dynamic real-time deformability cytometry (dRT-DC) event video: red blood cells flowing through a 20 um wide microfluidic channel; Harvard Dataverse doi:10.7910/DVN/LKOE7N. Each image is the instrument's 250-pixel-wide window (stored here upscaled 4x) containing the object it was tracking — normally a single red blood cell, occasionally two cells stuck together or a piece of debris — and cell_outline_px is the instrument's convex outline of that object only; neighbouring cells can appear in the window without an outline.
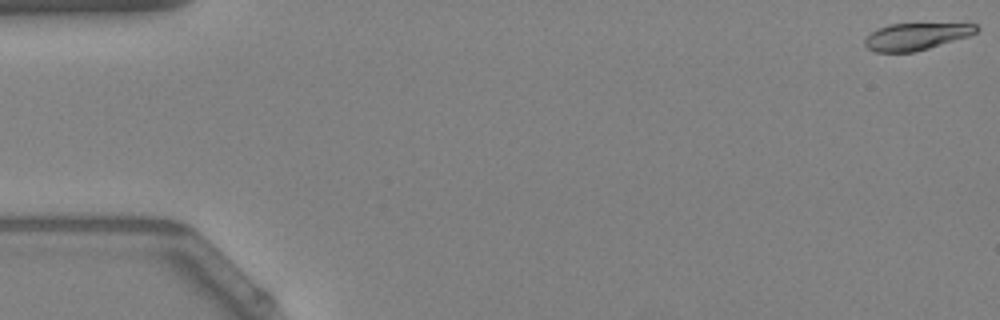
{"species": "Egyptian fruit bat (a non-hibernating species)", "species_latin": "Rousettus aegyptiacus", "temperature_condition": "warm", "stored_images_in_passage": 53, "camera_frame_rate_fps": 3000, "um_per_image_px": 0.085, "animal": {"sex": "female"}, "frame": {"image": 1, "passage_image": 1, "time_ms": 0.0, "image_size_px": [1000, 320], "cell_outline_px": [[980, 28], [976, 32], [968, 36], [928, 48], [912, 52], [876, 52], [868, 48], [864, 44], [864, 40], [872, 32], [888, 24], [976, 24]], "centroid_in_image_um": [77.86, 3.1], "position_along_channel_um": 7.1, "area_um2": 17.17}}
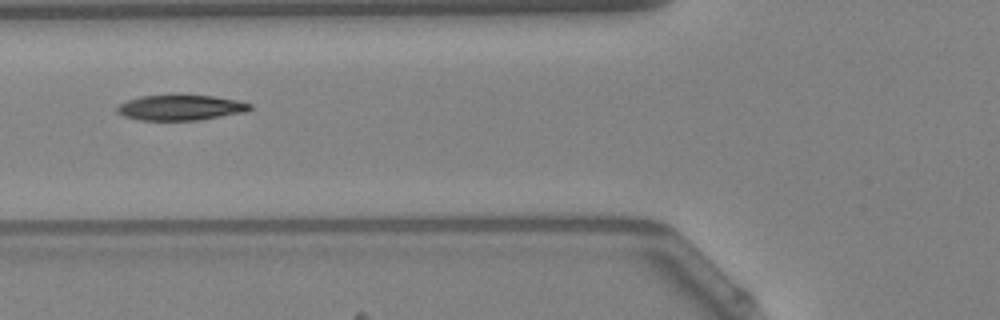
{"frame": {"image": 2, "passage_image": 21, "time_ms": 6.667, "image_size_px": [1000, 320], "cell_outline_px": [[252, 108], [244, 112], [200, 120], [140, 120], [124, 116], [116, 112], [116, 108], [120, 104], [128, 100], [140, 96], [172, 92], [212, 96], [236, 100], [252, 104]], "centroid_in_image_um": [15.31, 9.1], "position_along_channel_um": 110.5, "area_um2": 20.35}}
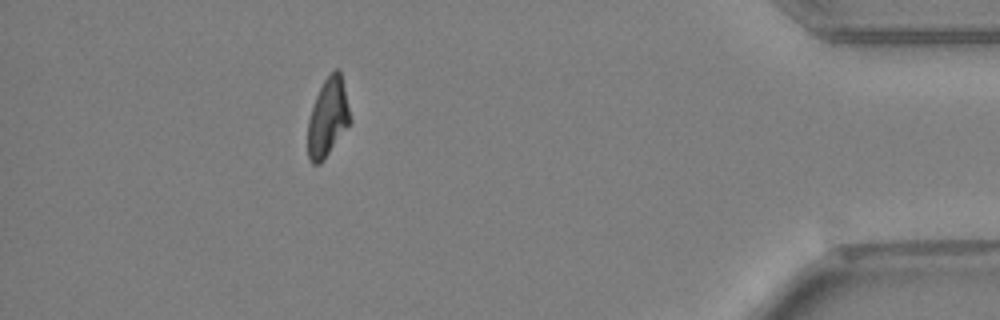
{"frame": {"image": 3, "passage_image": 48, "time_ms": 15.667, "image_size_px": [1000, 320], "cell_outline_px": [[352, 120], [320, 164], [312, 164], [308, 156], [308, 120], [316, 96], [324, 80], [336, 68], [340, 72]], "centroid_in_image_um": [27.86, 10.0], "position_along_channel_um": 407.3, "area_um2": 18.84}, "authors_computed_cell_mechanics": {"area_um2": 19.7098, "velocity_mm_per_s": 3.8679, "shape_relaxation_time_tau1_ms": 7.1312, "shape_relaxation_time_tau2_ms": 3.0518, "deformation_change_tau1": 0.2167, "deformation_change_tau2": 0.0843}}